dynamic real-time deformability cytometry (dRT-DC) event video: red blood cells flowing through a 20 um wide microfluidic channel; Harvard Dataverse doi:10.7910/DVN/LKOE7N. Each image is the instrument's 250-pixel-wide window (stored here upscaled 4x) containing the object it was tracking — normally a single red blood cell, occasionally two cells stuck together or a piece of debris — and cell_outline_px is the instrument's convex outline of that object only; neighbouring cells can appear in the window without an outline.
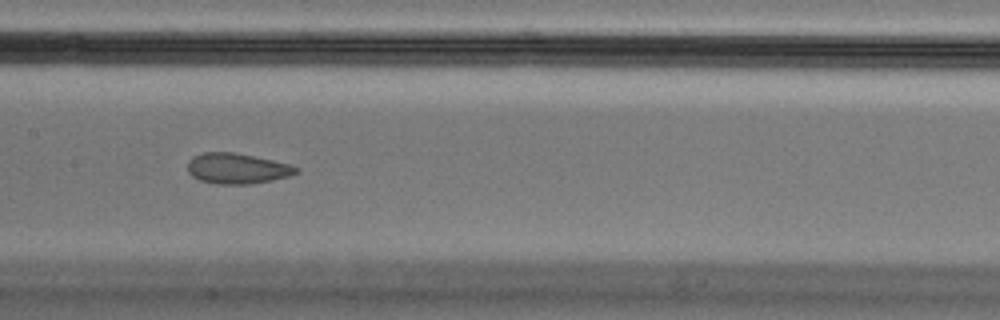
{"species": "Egyptian fruit bat (a non-hibernating species)", "species_latin": "Rousettus aegyptiacus", "temperature_condition": "cold", "stored_images_in_passage": 35, "camera_frame_rate_fps": 3000, "um_per_image_px": 0.085, "animal": {"sex": "male"}, "frame": {"image": 1, "passage_image": 11, "time_ms": 3.333, "image_size_px": [1000, 320], "cell_outline_px": [[300, 172], [288, 176], [272, 180], [252, 184], [216, 184], [200, 180], [192, 176], [188, 172], [188, 160], [192, 156], [204, 152], [236, 152], [272, 160], [288, 164], [300, 168]], "centroid_in_image_um": [20.14, 14.32], "position_along_channel_um": 187.3, "area_um2": 19.42}}
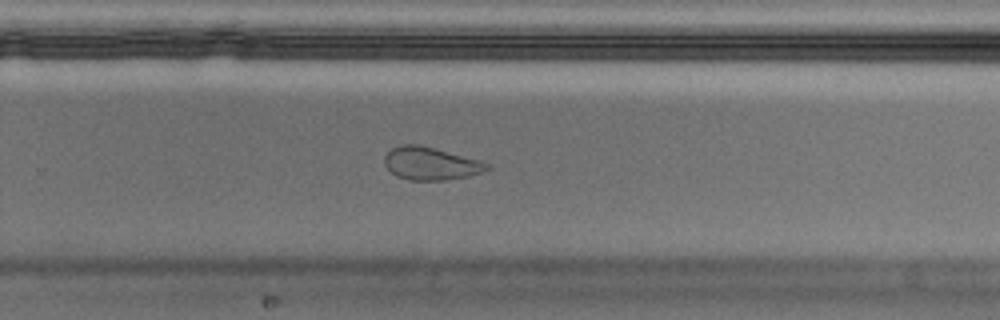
{"frame": {"image": 2, "passage_image": 20, "time_ms": 6.333, "image_size_px": [1000, 320], "cell_outline_px": [[492, 168], [480, 172], [464, 176], [444, 180], [408, 180], [396, 176], [384, 164], [384, 156], [392, 148], [400, 144], [416, 144], [480, 160], [492, 164]], "centroid_in_image_um": [36.59, 13.9], "position_along_channel_um": 293.2, "area_um2": 19.36}}